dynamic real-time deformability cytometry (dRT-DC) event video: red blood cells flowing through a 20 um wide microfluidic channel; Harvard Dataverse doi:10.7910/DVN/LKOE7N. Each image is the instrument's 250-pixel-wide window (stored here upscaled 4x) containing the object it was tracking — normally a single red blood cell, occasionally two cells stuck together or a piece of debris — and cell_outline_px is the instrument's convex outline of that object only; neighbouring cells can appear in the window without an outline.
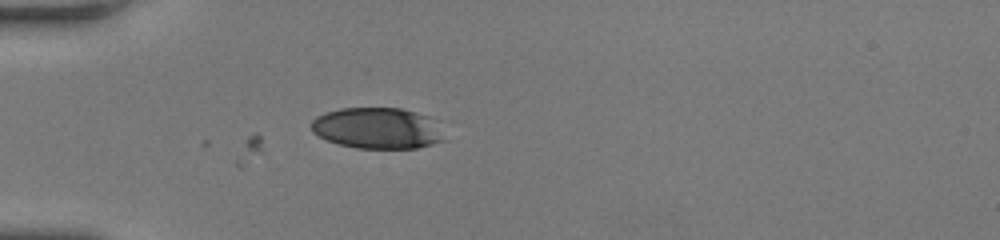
{"species": "human", "species_latin": "Homo sapiens", "temperature_condition": "room temperature", "stored_images_in_passage": 4, "camera_frame_rate_fps": 3000, "um_per_image_px": 0.085, "donor": {"sex": "female"}, "frame": {"image": 1, "passage_image": 1, "time_ms": 0.0, "image_size_px": [1000, 240], "cell_outline_px": [[444, 140], [432, 144], [416, 148], [356, 148], [340, 144], [328, 140], [312, 132], [312, 120], [316, 116], [324, 112], [340, 108], [400, 108], [416, 112], [428, 116]], "centroid_in_image_um": [32.0, 10.89], "position_along_channel_um": 53.0, "area_um2": 31.33}}